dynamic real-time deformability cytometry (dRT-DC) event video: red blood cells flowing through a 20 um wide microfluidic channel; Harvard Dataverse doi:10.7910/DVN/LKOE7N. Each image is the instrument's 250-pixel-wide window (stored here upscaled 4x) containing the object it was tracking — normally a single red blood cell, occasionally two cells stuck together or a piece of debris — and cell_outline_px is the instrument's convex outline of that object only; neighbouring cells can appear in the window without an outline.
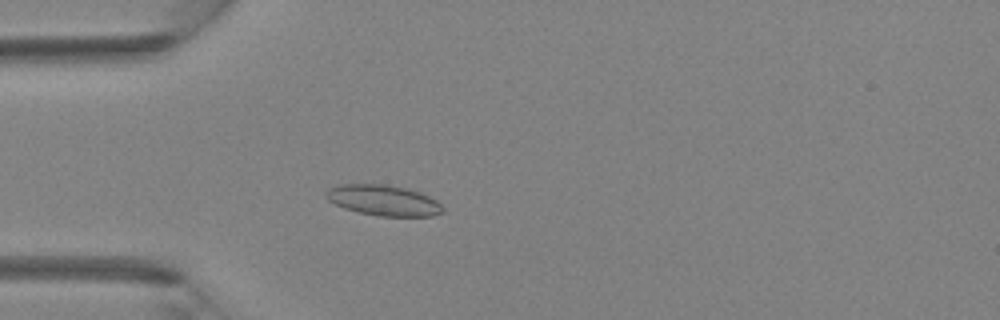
{"species": "Egyptian fruit bat (a non-hibernating species)", "species_latin": "Rousettus aegyptiacus", "temperature_condition": "room temperature", "stored_images_in_passage": 44, "camera_frame_rate_fps": 3000, "um_per_image_px": 0.085, "animal": {"sex": "female"}, "frame": {"image": 1, "passage_image": 12, "time_ms": 3.667, "image_size_px": [1000, 320], "cell_outline_px": [[444, 212], [432, 216], [380, 216], [360, 212], [344, 208], [328, 200], [328, 188], [336, 184], [384, 184], [408, 188], [420, 192], [436, 200], [444, 208]], "centroid_in_image_um": [32.63, 17.02], "position_along_channel_um": 52.4, "area_um2": 20.75}}
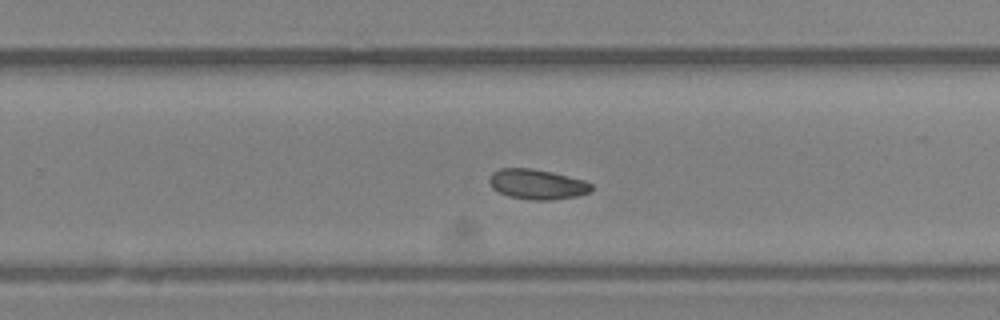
{"frame": {"image": 2, "passage_image": 28, "time_ms": 9.0, "image_size_px": [1000, 320], "cell_outline_px": [[592, 188], [588, 192], [576, 196], [552, 200], [532, 200], [508, 196], [492, 188], [488, 180], [492, 172], [500, 168], [532, 168], [552, 172], [584, 180], [592, 184]], "centroid_in_image_um": [45.63, 15.65], "position_along_channel_um": 284.2, "area_um2": 17.86}}
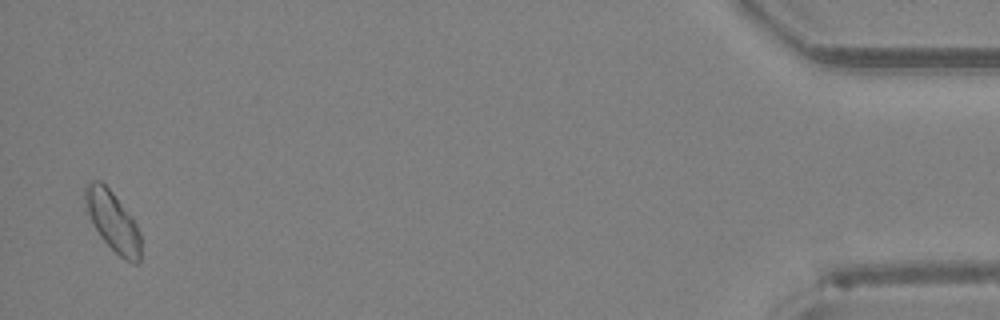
{"frame": {"image": 3, "passage_image": 43, "time_ms": 14.0, "image_size_px": [1000, 320], "cell_outline_px": [[140, 260], [136, 264], [124, 260], [100, 236], [88, 212], [84, 200], [84, 188], [92, 180], [100, 180], [112, 192], [132, 216], [140, 232]], "centroid_in_image_um": [9.6, 18.8], "position_along_channel_um": 425.6, "area_um2": 19.07}}